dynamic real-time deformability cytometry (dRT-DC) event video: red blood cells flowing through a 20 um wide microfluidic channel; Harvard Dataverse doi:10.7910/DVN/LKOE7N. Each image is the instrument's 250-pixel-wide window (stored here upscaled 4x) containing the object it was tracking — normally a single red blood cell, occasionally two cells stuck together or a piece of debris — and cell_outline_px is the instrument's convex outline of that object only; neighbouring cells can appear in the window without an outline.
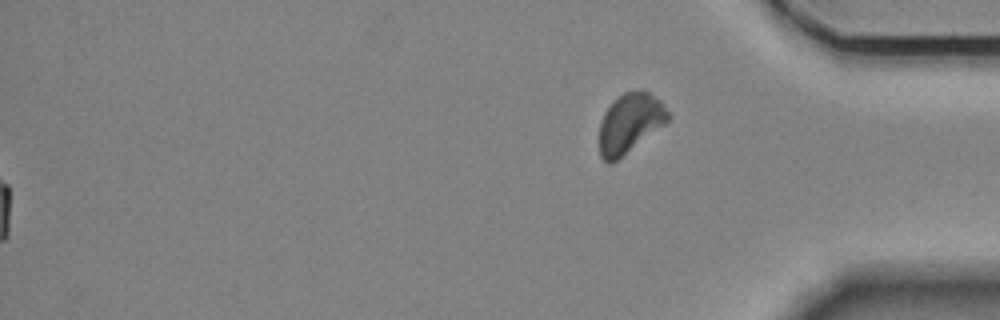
{"species": "Egyptian fruit bat (a non-hibernating species)", "species_latin": "Rousettus aegyptiacus", "temperature_condition": "room temperature", "stored_images_in_passage": 57, "segment_of_instrument_passage": [2, 2], "camera_frame_rate_fps": 3000, "um_per_image_px": 0.085, "animal": {"sex": "female"}, "frame": {"image": 1, "passage_image": 57, "time_ms": 18.667, "image_size_px": [1000, 320], "cell_outline_px": [[672, 116], [664, 124], [612, 164], [608, 164], [600, 156], [600, 120], [604, 112], [612, 100], [624, 92], [640, 88], [644, 88], [660, 100]], "centroid_in_image_um": [53.53, 10.42], "position_along_channel_um": 381.7, "area_um2": 24.04}}